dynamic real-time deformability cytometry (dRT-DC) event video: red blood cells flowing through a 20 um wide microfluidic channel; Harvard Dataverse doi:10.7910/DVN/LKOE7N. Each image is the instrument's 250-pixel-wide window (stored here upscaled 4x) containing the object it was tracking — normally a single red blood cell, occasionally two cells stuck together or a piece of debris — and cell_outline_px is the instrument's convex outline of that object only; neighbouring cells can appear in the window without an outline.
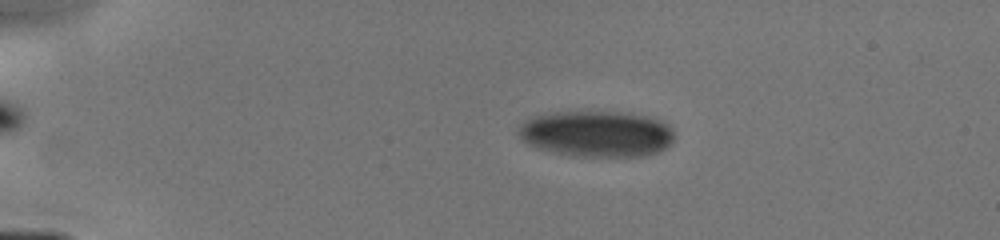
{"species": "human", "species_latin": "Homo sapiens", "temperature_condition": "cold", "stored_images_in_passage": 23, "camera_frame_rate_fps": 3000, "um_per_image_px": 0.085, "donor": {"sex": "male"}, "frame": {"image": 1, "passage_image": 3, "time_ms": 0.667, "image_size_px": [1000, 240], "cell_outline_px": [[672, 140], [664, 148], [656, 152], [644, 156], [572, 156], [536, 148], [520, 140], [516, 132], [520, 124], [524, 120], [532, 116], [556, 112], [620, 112], [644, 116], [660, 120], [668, 124], [672, 128]], "centroid_in_image_um": [50.63, 11.37], "position_along_channel_um": 34.4, "area_um2": 41.91}}
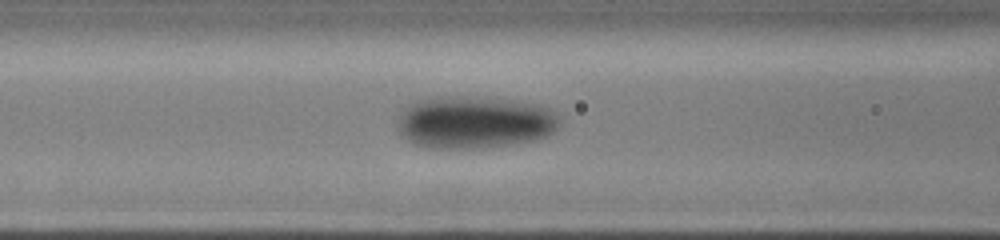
{"frame": {"image": 2, "passage_image": 16, "time_ms": 4.333, "image_size_px": [1000, 240], "cell_outline_px": [[560, 120], [556, 128], [548, 136], [536, 140], [508, 144], [468, 148], [428, 148], [416, 144], [408, 140], [396, 128], [400, 116], [408, 104], [416, 100], [432, 96], [468, 96], [508, 100], [540, 104], [556, 112]], "centroid_in_image_um": [40.32, 10.37], "position_along_channel_um": 126.3, "area_um2": 49.53}}
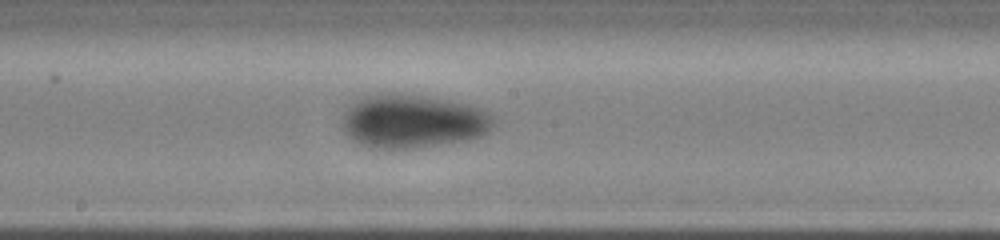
{"frame": {"image": 3, "passage_image": 23, "time_ms": 6.333, "image_size_px": [1000, 240], "cell_outline_px": [[496, 120], [488, 132], [480, 136], [468, 140], [416, 148], [372, 148], [348, 136], [344, 128], [340, 116], [352, 100], [364, 96], [388, 92], [400, 92], [424, 96], [468, 104], [480, 108], [488, 112]], "centroid_in_image_um": [35.06, 10.28], "position_along_channel_um": 213.1, "area_um2": 47.63}}